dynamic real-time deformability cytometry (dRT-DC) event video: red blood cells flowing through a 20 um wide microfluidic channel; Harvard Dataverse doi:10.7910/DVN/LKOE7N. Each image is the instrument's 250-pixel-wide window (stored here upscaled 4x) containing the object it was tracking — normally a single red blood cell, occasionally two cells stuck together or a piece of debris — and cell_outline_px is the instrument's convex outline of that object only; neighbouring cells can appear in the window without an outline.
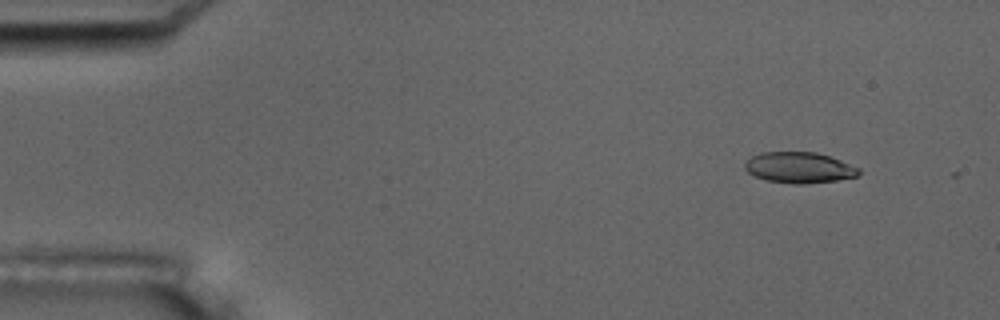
{"species": "common noctule bat (a hibernating species)", "species_latin": "Nyctalus noctula", "temperature_condition": "room temperature", "stored_images_in_passage": 4, "camera_frame_rate_fps": 3000, "um_per_image_px": 0.085, "animal": {"sex": "male", "body_mass_g": 17.5, "forearm_length_mm": 52.3}, "frame": {"image": 1, "passage_image": 2, "time_ms": 1.0, "image_size_px": [1000, 320], "cell_outline_px": [[860, 172], [856, 176], [836, 180], [804, 184], [792, 184], [768, 180], [756, 176], [748, 172], [744, 168], [744, 164], [752, 156], [764, 152], [816, 152], [840, 160], [860, 168]], "centroid_in_image_um": [67.93, 14.24], "position_along_channel_um": 17.1, "area_um2": 20.29}}